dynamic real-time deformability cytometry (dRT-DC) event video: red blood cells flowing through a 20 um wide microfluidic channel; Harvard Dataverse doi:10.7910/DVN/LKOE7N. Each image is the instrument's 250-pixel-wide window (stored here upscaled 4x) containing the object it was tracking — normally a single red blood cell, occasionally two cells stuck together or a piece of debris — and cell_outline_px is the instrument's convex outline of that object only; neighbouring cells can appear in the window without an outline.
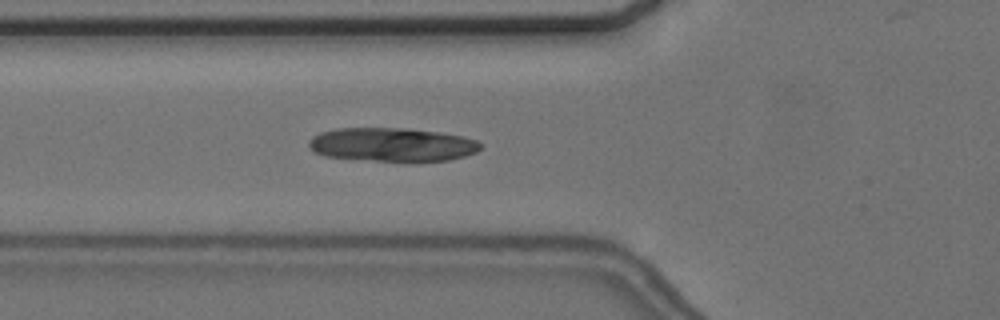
{"species": "common noctule bat (a hibernating species)", "species_latin": "Nyctalus noctula", "temperature_condition": "cold", "stored_images_in_passage": 46, "segment_of_instrument_passage": [1, 2], "camera_frame_rate_fps": 3000, "um_per_image_px": 0.085, "animal": {"sex": "female", "body_mass_g": 24.6, "forearm_length_mm": 56.2}, "frame": {"image": 1, "passage_image": 9, "time_ms": 2.667, "image_size_px": [1000, 320], "cell_outline_px": [[484, 144], [476, 152], [464, 156], [448, 160], [376, 160], [324, 156], [316, 152], [308, 144], [308, 140], [312, 136], [320, 132], [336, 128], [404, 128], [436, 132], [464, 136], [476, 140]], "centroid_in_image_um": [33.33, 12.27], "position_along_channel_um": 92.5, "area_um2": 33.23}}
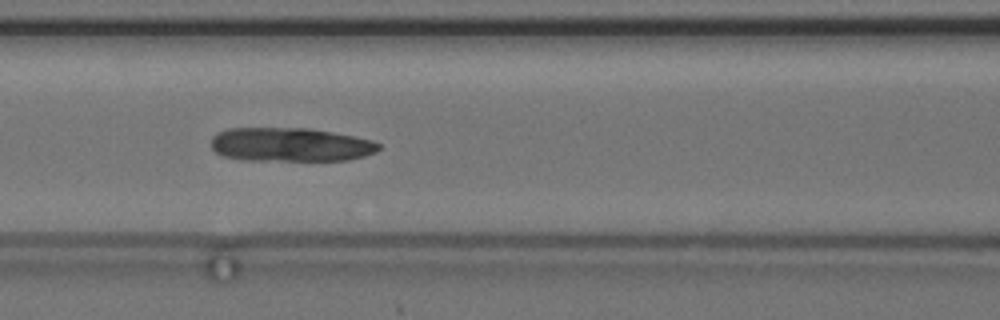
{"frame": {"image": 2, "passage_image": 13, "time_ms": 4.0, "image_size_px": [1000, 320], "cell_outline_px": [[380, 148], [376, 152], [364, 156], [348, 160], [244, 160], [224, 156], [216, 152], [212, 148], [212, 136], [216, 132], [228, 128], [308, 128], [356, 136], [372, 140], [380, 144]], "centroid_in_image_um": [24.68, 12.29], "position_along_channel_um": 141.9, "area_um2": 33.18}}
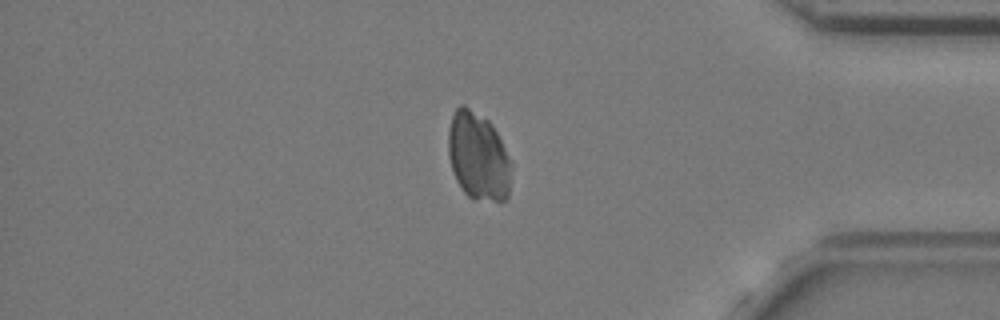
{"frame": {"image": 3, "passage_image": 36, "time_ms": 11.667, "image_size_px": [1000, 320], "cell_outline_px": [[512, 168], [508, 196], [504, 200], [472, 200], [464, 192], [456, 180], [448, 156], [448, 128], [452, 116], [456, 108], [460, 104], [464, 104], [488, 120], [492, 124], [512, 160]], "centroid_in_image_um": [40.65, 13.29], "position_along_channel_um": 394.5, "area_um2": 32.71}}